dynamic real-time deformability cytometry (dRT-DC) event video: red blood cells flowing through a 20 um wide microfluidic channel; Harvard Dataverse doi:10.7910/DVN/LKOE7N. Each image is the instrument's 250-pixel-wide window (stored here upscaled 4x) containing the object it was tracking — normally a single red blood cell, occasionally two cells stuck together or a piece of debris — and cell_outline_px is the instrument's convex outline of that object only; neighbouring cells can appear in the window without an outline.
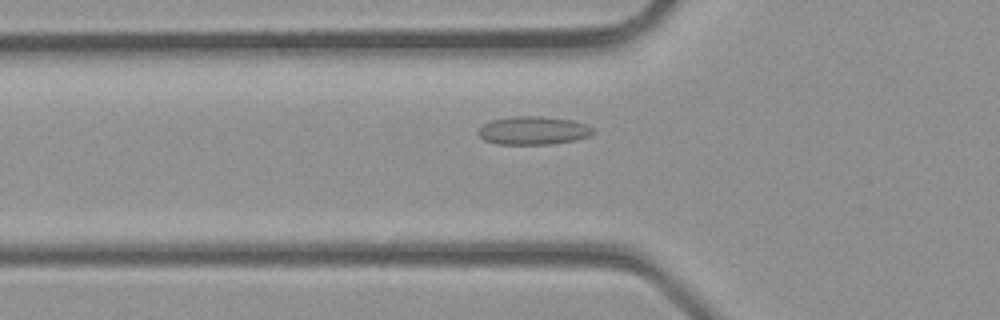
{"species": "common noctule bat (a hibernating species)", "species_latin": "Nyctalus noctula", "temperature_condition": "room temperature", "stored_images_in_passage": 6, "camera_frame_rate_fps": 3000, "um_per_image_px": 0.085, "animal": {"sex": "male", "body_mass_g": 23.1, "forearm_length_mm": 52.7}, "frame": {"image": 1, "passage_image": 6, "time_ms": 1.667, "image_size_px": [1000, 320], "cell_outline_px": [[596, 132], [588, 136], [576, 140], [552, 144], [496, 144], [484, 140], [476, 132], [484, 124], [492, 120], [512, 116], [540, 116], [572, 120], [584, 124], [592, 128]], "centroid_in_image_um": [45.32, 11.1], "position_along_channel_um": 80.5, "area_um2": 18.9}}